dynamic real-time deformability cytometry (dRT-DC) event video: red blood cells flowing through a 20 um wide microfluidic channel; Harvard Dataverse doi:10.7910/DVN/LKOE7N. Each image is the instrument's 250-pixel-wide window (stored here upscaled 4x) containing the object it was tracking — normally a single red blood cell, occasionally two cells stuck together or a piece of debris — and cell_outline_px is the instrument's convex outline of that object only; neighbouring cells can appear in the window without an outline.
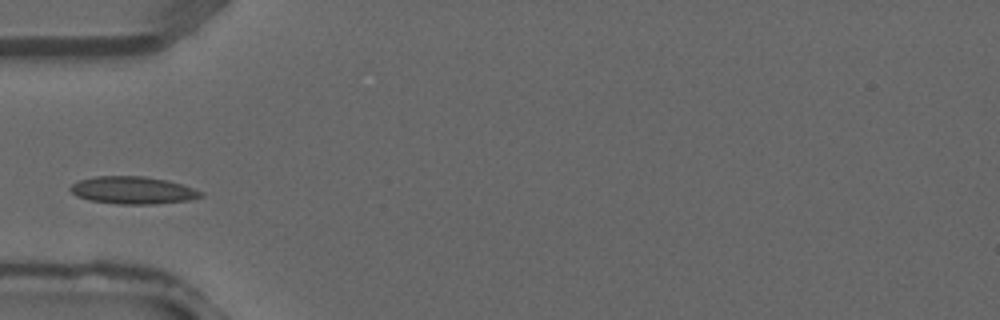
{"species": "common noctule bat (a hibernating species)", "species_latin": "Nyctalus noctula", "temperature_condition": "warm", "stored_images_in_passage": 1, "camera_frame_rate_fps": 3000, "um_per_image_px": 0.085, "animal": {"sex": "male", "forearm_length_mm": 52.5}, "frame": {"image": 1, "passage_image": 1, "time_ms": 0.0, "image_size_px": [1000, 320], "cell_outline_px": [[204, 196], [188, 200], [152, 204], [116, 204], [88, 200], [76, 196], [68, 188], [72, 184], [80, 180], [96, 176], [144, 176], [184, 184], [204, 192]], "centroid_in_image_um": [11.3, 16.17], "position_along_channel_um": 73.7, "area_um2": 20.92}}